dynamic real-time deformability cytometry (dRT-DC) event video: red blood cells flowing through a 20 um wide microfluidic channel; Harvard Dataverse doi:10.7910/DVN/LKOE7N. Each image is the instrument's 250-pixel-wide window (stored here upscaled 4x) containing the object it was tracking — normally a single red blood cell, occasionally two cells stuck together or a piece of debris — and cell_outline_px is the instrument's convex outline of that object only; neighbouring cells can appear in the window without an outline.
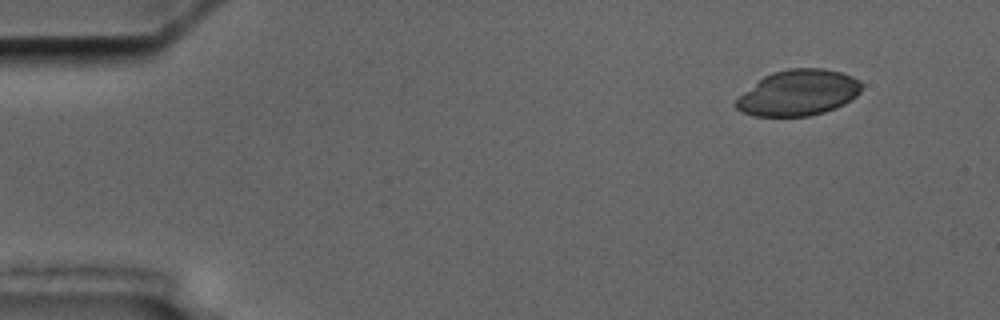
{"species": "common noctule bat (a hibernating species)", "species_latin": "Nyctalus noctula", "temperature_condition": "cold", "stored_images_in_passage": 5, "segment_of_instrument_passage": [1, 2], "camera_frame_rate_fps": 3000, "um_per_image_px": 0.085, "animal": {"sex": "male", "body_mass_g": 17.5, "forearm_length_mm": 52.3}, "frame": {"image": 1, "passage_image": 1, "time_ms": 0.0, "image_size_px": [1000, 320], "cell_outline_px": [[864, 84], [860, 92], [856, 96], [844, 104], [836, 108], [824, 112], [808, 116], [752, 116], [740, 112], [736, 108], [736, 100], [744, 92], [764, 76], [772, 72], [788, 68], [824, 68], [840, 72], [852, 76], [860, 80]], "centroid_in_image_um": [67.88, 7.88], "position_along_channel_um": 17.1, "area_um2": 33.64}}